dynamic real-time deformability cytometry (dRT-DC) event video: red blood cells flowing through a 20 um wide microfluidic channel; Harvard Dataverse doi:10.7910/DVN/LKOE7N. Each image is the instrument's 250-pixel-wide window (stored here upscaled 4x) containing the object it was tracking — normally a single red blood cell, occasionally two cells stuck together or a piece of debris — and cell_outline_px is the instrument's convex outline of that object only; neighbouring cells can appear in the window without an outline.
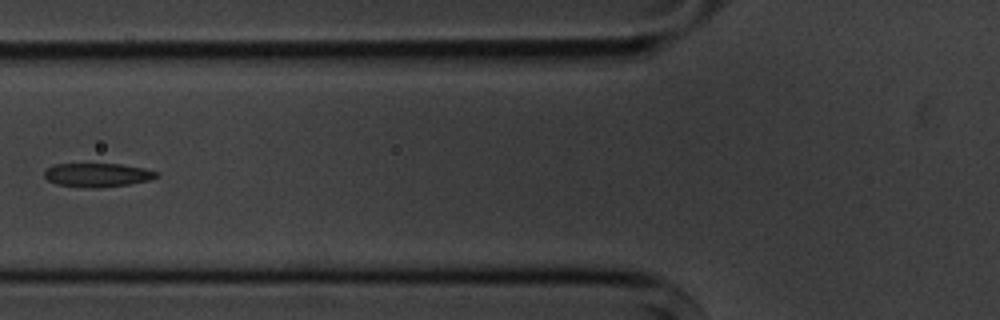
{"species": "common noctule bat (a hibernating species)", "species_latin": "Nyctalus noctula", "temperature_condition": "cold", "stored_images_in_passage": 8, "camera_frame_rate_fps": 3000, "um_per_image_px": 0.085, "animal": {"sex": "male", "body_mass_g": 20.1, "forearm_length_mm": 53.5}, "frame": {"image": 1, "passage_image": 5, "time_ms": 5.667, "image_size_px": [1000, 320], "cell_outline_px": [[160, 176], [152, 180], [128, 184], [100, 188], [92, 188], [56, 184], [48, 180], [44, 176], [44, 172], [48, 168], [56, 164], [120, 164], [144, 168], [156, 172]], "centroid_in_image_um": [8.31, 14.88], "position_along_channel_um": 117.5, "area_um2": 15.49}}
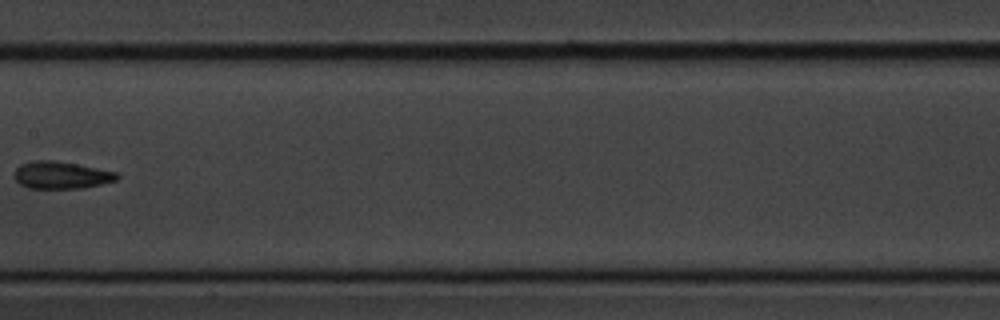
{"frame": {"image": 2, "passage_image": 7, "time_ms": 8.0, "image_size_px": [1000, 320], "cell_outline_px": [[120, 176], [116, 180], [84, 188], [28, 188], [20, 184], [12, 176], [12, 172], [20, 164], [36, 160], [52, 160], [76, 164], [120, 172]], "centroid_in_image_um": [5.19, 14.88], "position_along_channel_um": 202.2, "area_um2": 16.47}}
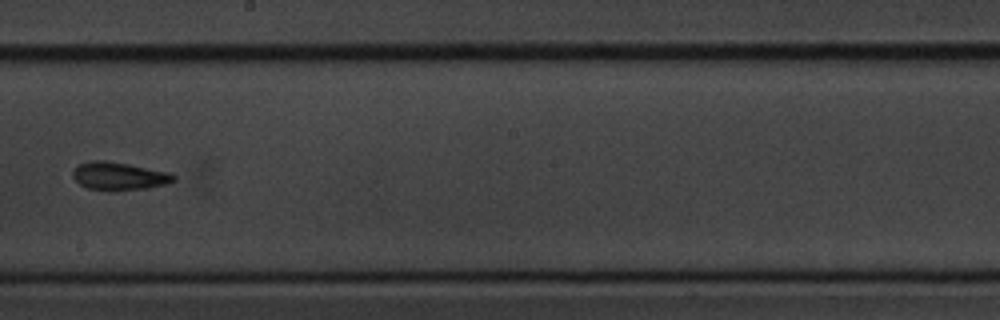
{"frame": {"image": 3, "passage_image": 8, "time_ms": 9.0, "image_size_px": [1000, 320], "cell_outline_px": [[176, 180], [168, 184], [148, 188], [88, 188], [80, 184], [72, 176], [72, 172], [80, 164], [92, 160], [104, 160], [128, 164], [168, 172], [176, 176]], "centroid_in_image_um": [10.15, 14.93], "position_along_channel_um": 238.0, "area_um2": 15.72}}